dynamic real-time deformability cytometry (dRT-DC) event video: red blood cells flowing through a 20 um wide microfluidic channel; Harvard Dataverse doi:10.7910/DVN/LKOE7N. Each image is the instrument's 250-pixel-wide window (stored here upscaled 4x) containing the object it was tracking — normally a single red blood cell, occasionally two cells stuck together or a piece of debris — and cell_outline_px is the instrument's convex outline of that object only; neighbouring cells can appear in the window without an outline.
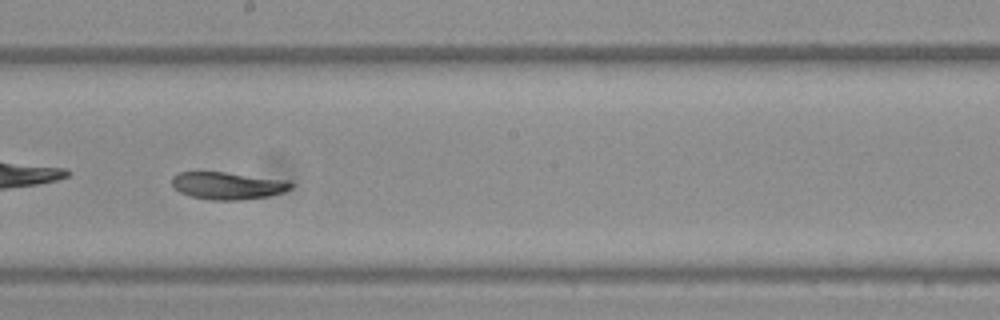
{"species": "Egyptian fruit bat (a non-hibernating species)", "species_latin": "Rousettus aegyptiacus", "temperature_condition": "warm", "stored_images_in_passage": 54, "camera_frame_rate_fps": 3000, "um_per_image_px": 0.085, "frame": {"image": 1, "passage_image": 31, "time_ms": 10.0, "image_size_px": [1000, 320], "cell_outline_px": [[292, 188], [284, 192], [268, 196], [240, 200], [212, 200], [192, 196], [180, 192], [172, 184], [172, 176], [180, 172], [224, 172], [288, 180], [292, 184]], "centroid_in_image_um": [19.38, 15.78], "position_along_channel_um": 228.8, "area_um2": 18.84}}
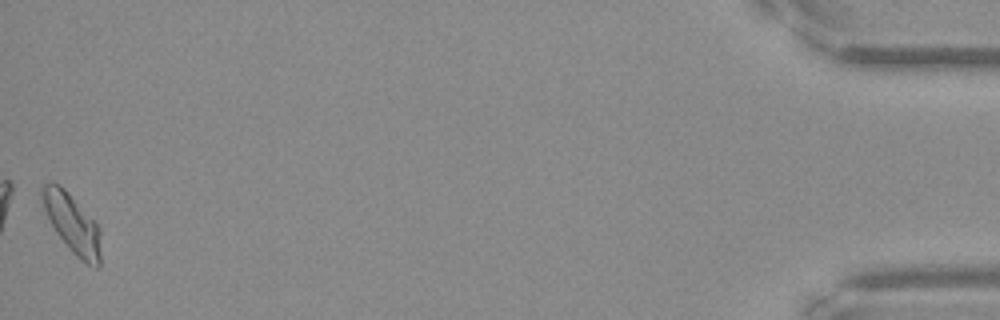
{"frame": {"image": 2, "passage_image": 54, "time_ms": 17.667, "image_size_px": [1000, 320], "cell_outline_px": [[100, 264], [96, 268], [80, 260], [72, 252], [56, 232], [40, 200], [40, 188], [44, 184], [60, 184], [68, 192], [100, 228]], "centroid_in_image_um": [6.13, 19.0], "position_along_channel_um": 429.1, "area_um2": 19.88}, "authors_computed_cell_mechanics": {"area_um2": 19.4786, "velocity_mm_per_s": 3.8424, "shape_relaxation_time_tau1_ms": 8.5136, "shape_relaxation_time_tau2_ms": 8.9381, "deformation_change_tau1": 0.2077, "deformation_change_tau2": 0.1104}}